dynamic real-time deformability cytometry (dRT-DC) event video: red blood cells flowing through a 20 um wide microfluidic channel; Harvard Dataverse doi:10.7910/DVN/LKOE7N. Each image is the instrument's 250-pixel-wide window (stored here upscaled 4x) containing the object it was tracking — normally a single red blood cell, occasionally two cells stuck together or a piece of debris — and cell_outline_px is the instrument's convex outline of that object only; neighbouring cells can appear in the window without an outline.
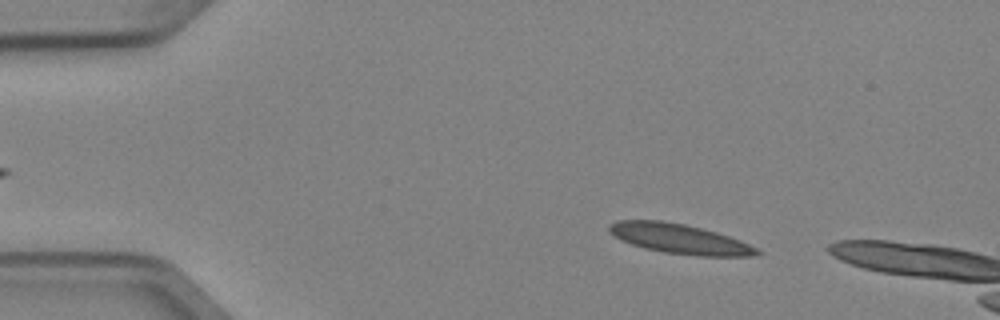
{"species": "Egyptian fruit bat (a non-hibernating species)", "species_latin": "Rousettus aegyptiacus", "temperature_condition": "cold", "stored_images_in_passage": 4, "camera_frame_rate_fps": 3000, "um_per_image_px": 0.085, "animal": {"sex": "female"}, "frame": {"image": 1, "passage_image": 2, "time_ms": 0.333, "image_size_px": [1000, 320], "cell_outline_px": [[764, 252], [752, 256], [700, 256], [664, 252], [644, 248], [620, 240], [608, 232], [608, 224], [616, 220], [664, 220], [684, 224], [716, 232], [740, 240]], "centroid_in_image_um": [57.72, 20.29], "position_along_channel_um": 27.3, "area_um2": 25.66}}